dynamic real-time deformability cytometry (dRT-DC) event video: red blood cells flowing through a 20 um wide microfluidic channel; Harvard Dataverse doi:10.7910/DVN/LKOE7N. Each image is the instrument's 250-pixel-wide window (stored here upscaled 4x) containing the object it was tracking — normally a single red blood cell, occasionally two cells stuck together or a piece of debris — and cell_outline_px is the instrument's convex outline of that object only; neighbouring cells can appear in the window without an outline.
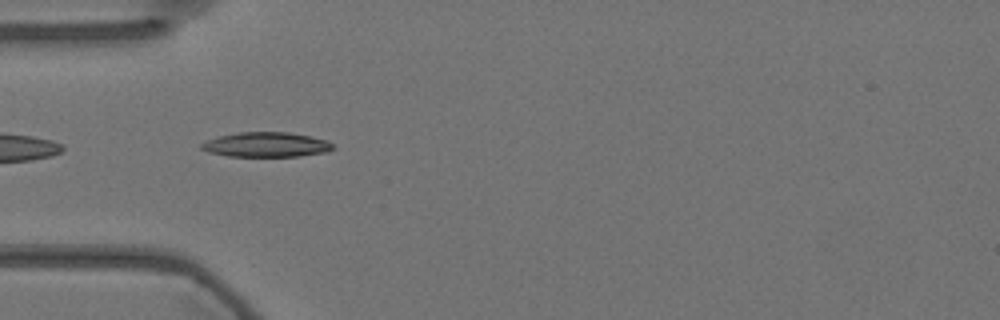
{"species": "Egyptian fruit bat (a non-hibernating species)", "species_latin": "Rousettus aegyptiacus", "temperature_condition": "warm", "stored_images_in_passage": 41, "camera_frame_rate_fps": 3000, "um_per_image_px": 0.085, "animal": {"sex": "female"}, "frame": {"image": 1, "passage_image": 2, "time_ms": 0.333, "image_size_px": [1000, 320], "cell_outline_px": [[336, 148], [324, 152], [300, 156], [228, 156], [208, 152], [200, 148], [200, 144], [208, 140], [220, 136], [240, 132], [288, 132], [328, 140]], "centroid_in_image_um": [22.63, 12.29], "position_along_channel_um": 62.4, "area_um2": 18.84}}
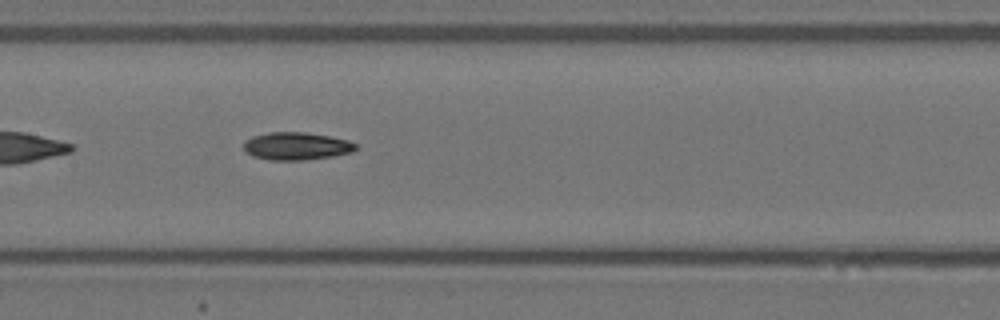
{"frame": {"image": 2, "passage_image": 12, "time_ms": 3.667, "image_size_px": [1000, 320], "cell_outline_px": [[356, 148], [352, 152], [332, 156], [304, 160], [268, 160], [252, 156], [244, 152], [244, 140], [252, 136], [268, 132], [304, 132], [328, 136], [348, 140], [356, 144]], "centroid_in_image_um": [25.14, 12.42], "position_along_channel_um": 182.3, "area_um2": 18.15}}
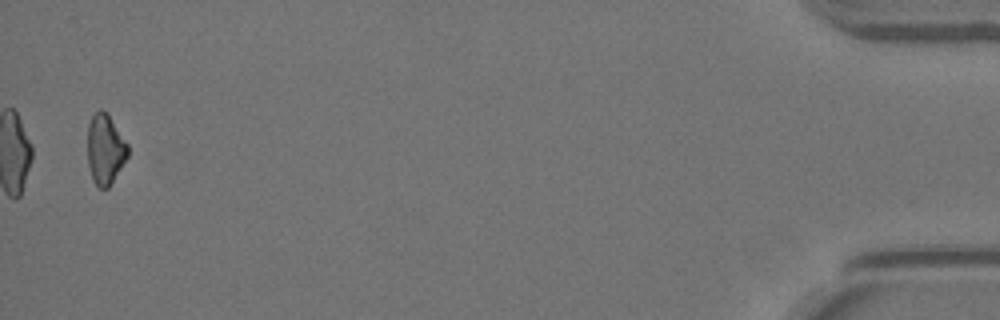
{"frame": {"image": 3, "passage_image": 40, "time_ms": 13.0, "image_size_px": [1000, 320], "cell_outline_px": [[128, 156], [108, 188], [100, 188], [92, 180], [88, 164], [88, 124], [92, 116], [100, 108], [108, 112], [128, 144]], "centroid_in_image_um": [8.94, 12.65], "position_along_channel_um": 426.3, "area_um2": 16.53}, "authors_computed_cell_mechanics": {"area_um2": 17.5134, "velocity_mm_per_s": 3.6049, "shape_relaxation_time_tau1_ms": 3.0559, "shape_relaxation_time_tau2_ms": null, "deformation_change_tau1": 0.1112, "deformation_change_tau2": null}}